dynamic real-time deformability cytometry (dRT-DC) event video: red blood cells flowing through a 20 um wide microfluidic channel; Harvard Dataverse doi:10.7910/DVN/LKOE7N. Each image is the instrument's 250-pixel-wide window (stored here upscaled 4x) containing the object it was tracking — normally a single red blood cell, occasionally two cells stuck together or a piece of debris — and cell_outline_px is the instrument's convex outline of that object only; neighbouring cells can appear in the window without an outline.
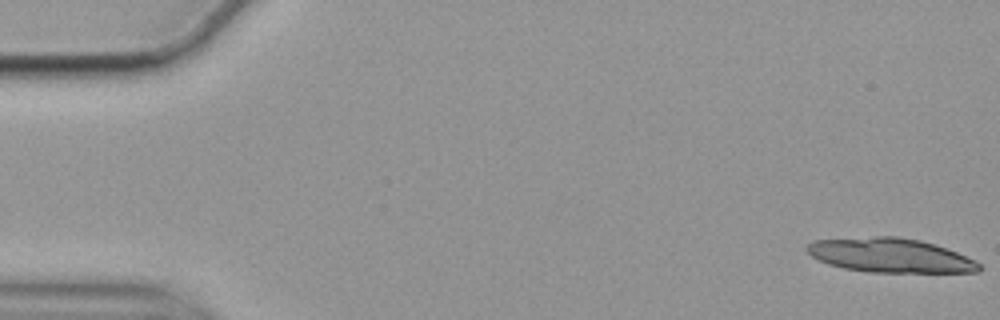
{"species": "common noctule bat (a hibernating species)", "species_latin": "Nyctalus noctula", "temperature_condition": "cold", "stored_images_in_passage": 16, "camera_frame_rate_fps": 3000, "um_per_image_px": 0.085, "animal": {"sex": "female", "body_mass_g": 19.9}, "frame": {"image": 1, "passage_image": 1, "time_ms": 0.0, "image_size_px": [1000, 320], "cell_outline_px": [[980, 272], [868, 272], [844, 268], [828, 264], [812, 256], [804, 248], [812, 240], [876, 236], [896, 236], [920, 240], [956, 252], [976, 260], [980, 264]], "centroid_in_image_um": [75.64, 21.7], "position_along_channel_um": 9.4, "area_um2": 34.22}}